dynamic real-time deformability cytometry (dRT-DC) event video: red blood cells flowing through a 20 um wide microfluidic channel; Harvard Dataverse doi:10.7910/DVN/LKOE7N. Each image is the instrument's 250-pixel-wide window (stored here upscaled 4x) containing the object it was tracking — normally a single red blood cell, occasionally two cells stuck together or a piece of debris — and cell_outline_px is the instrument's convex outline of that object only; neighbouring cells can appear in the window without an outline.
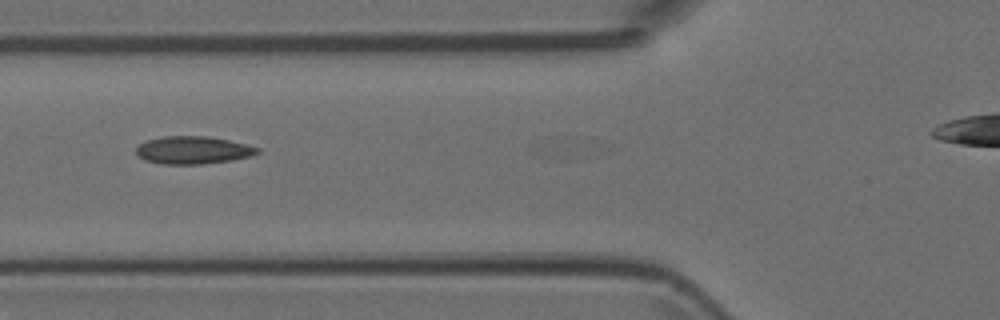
{"species": "Egyptian fruit bat (a non-hibernating species)", "species_latin": "Rousettus aegyptiacus", "temperature_condition": "room temperature", "stored_images_in_passage": 7, "camera_frame_rate_fps": 3000, "um_per_image_px": 0.085, "animal": {"sex": "female"}, "frame": {"image": 1, "passage_image": 5, "time_ms": 1.333, "image_size_px": [1000, 320], "cell_outline_px": [[260, 152], [252, 156], [232, 160], [200, 164], [164, 164], [144, 160], [136, 156], [136, 148], [144, 140], [164, 136], [208, 136], [228, 140], [260, 148]], "centroid_in_image_um": [16.37, 12.76], "position_along_channel_um": 109.4, "area_um2": 19.65}}